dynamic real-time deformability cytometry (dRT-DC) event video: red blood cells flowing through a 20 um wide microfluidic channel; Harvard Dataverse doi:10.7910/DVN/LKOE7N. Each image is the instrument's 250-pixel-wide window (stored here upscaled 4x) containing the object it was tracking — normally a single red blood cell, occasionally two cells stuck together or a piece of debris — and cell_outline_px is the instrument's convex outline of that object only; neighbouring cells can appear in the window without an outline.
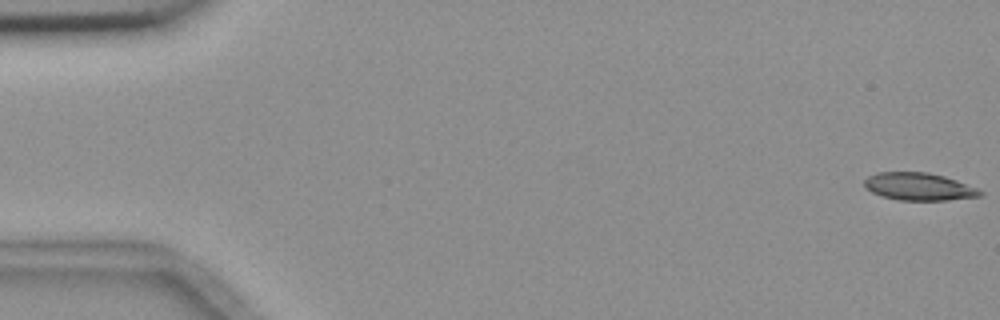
{"species": "common noctule bat (a hibernating species)", "species_latin": "Nyctalus noctula", "temperature_condition": "room temperature", "stored_images_in_passage": 6, "camera_frame_rate_fps": 3000, "um_per_image_px": 0.085, "animal": {"sex": "female", "body_mass_g": 18.4}, "frame": {"image": 1, "passage_image": 1, "time_ms": 0.0, "image_size_px": [1000, 320], "cell_outline_px": [[984, 192], [980, 196], [948, 200], [900, 200], [880, 196], [864, 188], [864, 180], [868, 176], [876, 172], [928, 172], [944, 176], [956, 180], [976, 188]], "centroid_in_image_um": [78.06, 15.86], "position_along_channel_um": 6.9, "area_um2": 18.61}}